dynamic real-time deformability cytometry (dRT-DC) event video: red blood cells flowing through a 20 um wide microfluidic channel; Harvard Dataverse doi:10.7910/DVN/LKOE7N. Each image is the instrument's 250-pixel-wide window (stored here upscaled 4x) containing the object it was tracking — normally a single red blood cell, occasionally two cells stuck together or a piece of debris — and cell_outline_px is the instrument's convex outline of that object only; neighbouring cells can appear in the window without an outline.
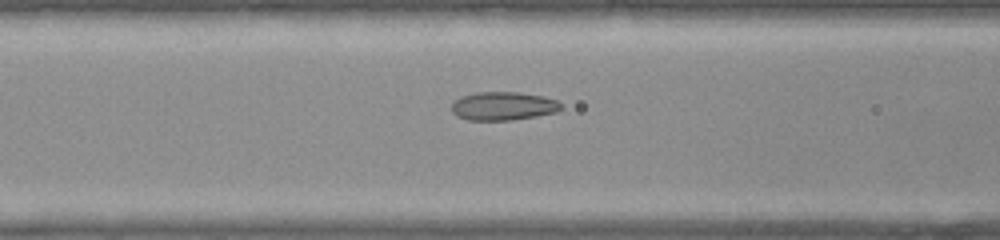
{"species": "common noctule bat (a hibernating species)", "species_latin": "Nyctalus noctula", "temperature_condition": "warm", "stored_images_in_passage": 28, "camera_frame_rate_fps": 3000, "um_per_image_px": 0.085, "animal": {"sex": "female", "body_mass_g": 22.0, "forearm_length_mm": 56.7}, "frame": {"image": 1, "passage_image": 4, "time_ms": 1.0, "image_size_px": [1000, 240], "cell_outline_px": [[564, 108], [556, 112], [536, 116], [512, 120], [468, 120], [456, 116], [452, 112], [452, 104], [460, 96], [476, 92], [520, 92], [544, 96], [556, 100]], "centroid_in_image_um": [42.77, 9.01], "position_along_channel_um": 123.8, "area_um2": 18.26}}
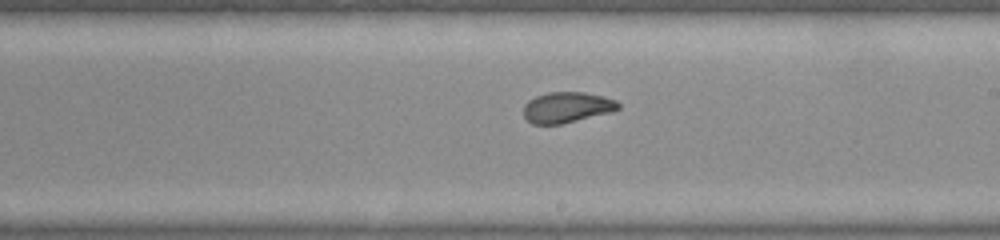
{"frame": {"image": 2, "passage_image": 11, "time_ms": 3.333, "image_size_px": [1000, 240], "cell_outline_px": [[620, 108], [612, 112], [560, 124], [532, 124], [524, 116], [524, 104], [528, 100], [536, 96], [548, 92], [584, 92], [604, 96], [616, 100], [620, 104]], "centroid_in_image_um": [48.2, 9.11], "position_along_channel_um": 240.8, "area_um2": 16.99}}
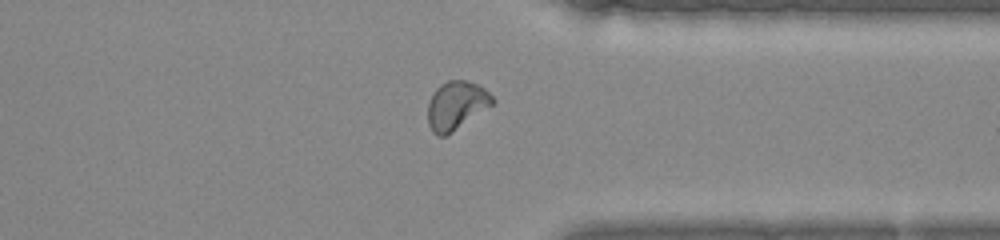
{"frame": {"image": 3, "passage_image": 19, "time_ms": 6.0, "image_size_px": [1000, 240], "cell_outline_px": [[496, 100], [492, 104], [452, 132], [444, 136], [436, 136], [432, 132], [428, 124], [428, 104], [436, 88], [440, 84], [448, 80], [468, 80], [484, 88]], "centroid_in_image_um": [38.76, 8.95], "position_along_channel_um": 372.6, "area_um2": 18.03}}